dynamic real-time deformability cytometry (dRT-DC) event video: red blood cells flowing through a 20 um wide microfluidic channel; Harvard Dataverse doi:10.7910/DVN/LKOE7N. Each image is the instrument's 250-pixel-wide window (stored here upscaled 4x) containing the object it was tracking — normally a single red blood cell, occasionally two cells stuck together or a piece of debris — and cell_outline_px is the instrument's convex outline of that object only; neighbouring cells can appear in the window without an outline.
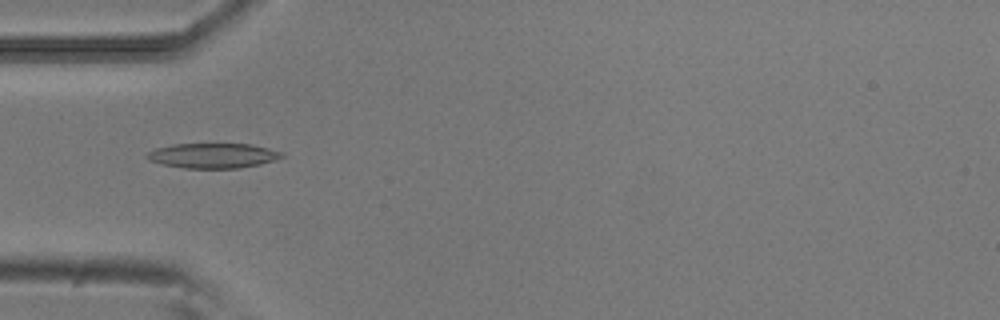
{"species": "common noctule bat (a hibernating species)", "species_latin": "Nyctalus noctula", "temperature_condition": "room temperature", "stored_images_in_passage": 52, "camera_frame_rate_fps": 3000, "um_per_image_px": 0.085, "animal": {"sex": "male", "body_mass_g": 20.5, "forearm_length_mm": 52.5}, "frame": {"image": 1, "passage_image": 16, "time_ms": 5.0, "image_size_px": [1000, 320], "cell_outline_px": [[284, 156], [276, 160], [260, 164], [240, 168], [184, 168], [164, 164], [148, 160], [144, 156], [148, 152], [156, 148], [172, 144], [252, 144], [284, 152]], "centroid_in_image_um": [18.12, 13.22], "position_along_channel_um": 66.9, "area_um2": 19.65}}
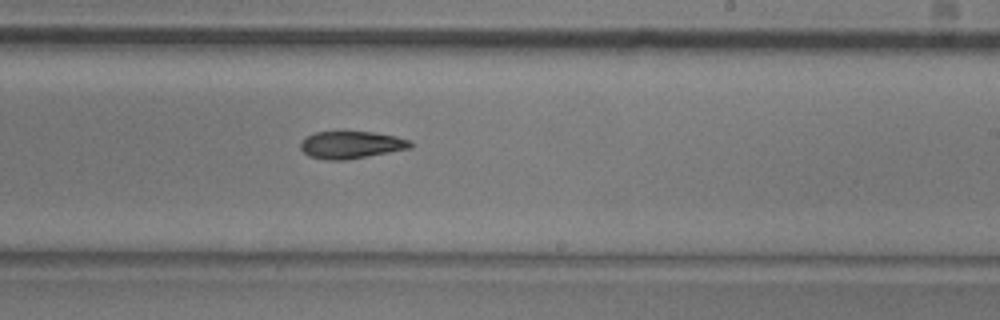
{"frame": {"image": 2, "passage_image": 31, "time_ms": 10.0, "image_size_px": [1000, 320], "cell_outline_px": [[412, 148], [368, 156], [344, 160], [328, 160], [308, 156], [300, 148], [300, 144], [308, 136], [316, 132], [344, 128], [376, 132], [396, 136], [408, 140], [412, 144]], "centroid_in_image_um": [29.84, 12.26], "position_along_channel_um": 259.2, "area_um2": 18.21}}
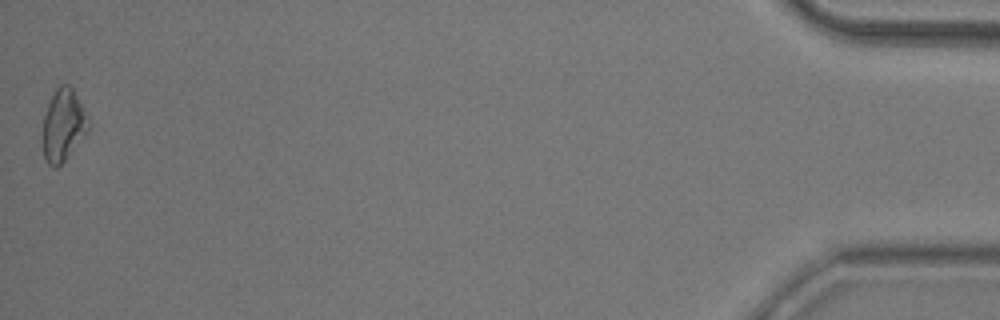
{"frame": {"image": 3, "passage_image": 52, "time_ms": 17.0, "image_size_px": [1000, 320], "cell_outline_px": [[88, 132], [64, 160], [56, 168], [52, 168], [44, 160], [40, 140], [44, 116], [48, 104], [56, 88], [60, 84], [68, 84], [72, 88], [84, 112], [88, 128]], "centroid_in_image_um": [5.29, 10.7], "position_along_channel_um": 429.9, "area_um2": 19.07}, "authors_computed_cell_mechanics": {"area_um2": 18.2359, "velocity_mm_per_s": 3.8269, "shape_relaxation_time_tau1_ms": 7.1722, "shape_relaxation_time_tau2_ms": 8.9732, "deformation_change_tau1": 0.1711, "deformation_change_tau2": 0.1872}}